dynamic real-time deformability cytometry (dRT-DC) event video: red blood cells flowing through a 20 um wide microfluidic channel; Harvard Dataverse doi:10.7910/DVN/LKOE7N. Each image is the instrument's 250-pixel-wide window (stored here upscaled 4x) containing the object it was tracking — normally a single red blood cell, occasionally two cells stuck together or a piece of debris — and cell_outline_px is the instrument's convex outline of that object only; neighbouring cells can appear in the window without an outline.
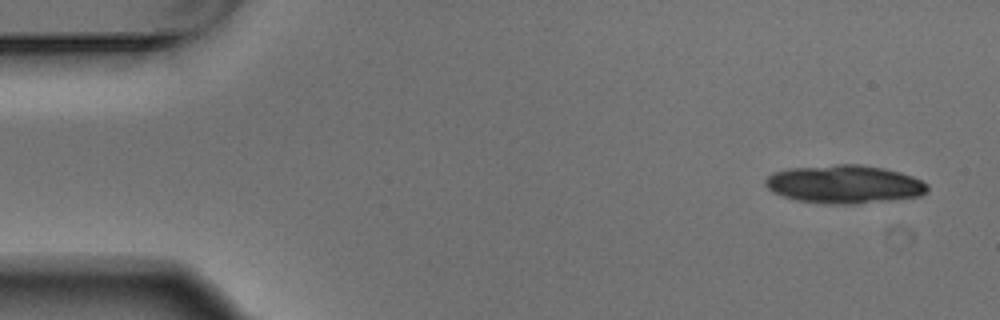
{"species": "Egyptian fruit bat (a non-hibernating species)", "species_latin": "Rousettus aegyptiacus", "temperature_condition": "warm", "stored_images_in_passage": 5, "camera_frame_rate_fps": 3000, "um_per_image_px": 0.085, "animal": {"sex": "male"}, "frame": {"image": 1, "passage_image": 1, "time_ms": 0.0, "image_size_px": [1000, 320], "cell_outline_px": [[928, 188], [920, 196], [856, 204], [824, 204], [796, 200], [772, 192], [764, 184], [764, 180], [772, 172], [788, 168], [836, 164], [860, 164], [884, 168], [900, 172], [912, 176], [928, 184]], "centroid_in_image_um": [71.73, 15.65], "position_along_channel_um": 13.3, "area_um2": 36.3}}
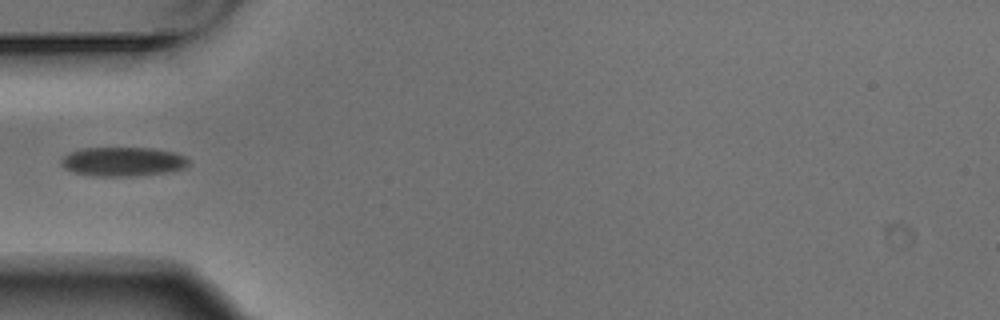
{"frame": {"image": 2, "passage_image": 5, "time_ms": 1.333, "image_size_px": [1000, 320], "cell_outline_px": [[188, 164], [184, 168], [172, 172], [136, 176], [92, 176], [72, 172], [64, 168], [60, 164], [60, 160], [68, 152], [80, 148], [152, 148], [176, 152], [184, 156], [188, 160]], "centroid_in_image_um": [10.42, 13.74], "position_along_channel_um": 74.6, "area_um2": 22.02}}